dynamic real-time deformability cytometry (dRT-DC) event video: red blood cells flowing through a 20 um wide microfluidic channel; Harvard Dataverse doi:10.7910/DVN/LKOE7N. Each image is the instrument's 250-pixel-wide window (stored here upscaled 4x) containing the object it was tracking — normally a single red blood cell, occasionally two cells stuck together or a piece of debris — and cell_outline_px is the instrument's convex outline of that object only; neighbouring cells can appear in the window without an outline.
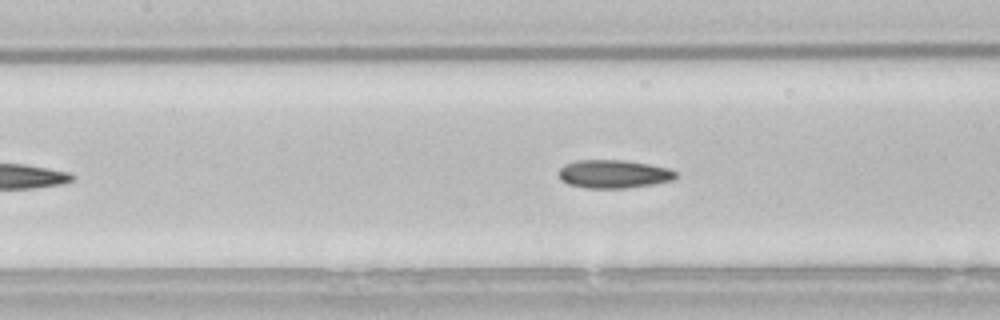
{"species": "common noctule bat (a hibernating species)", "species_latin": "Nyctalus noctula", "temperature_condition": "room temperature", "stored_images_in_passage": 11, "camera_frame_rate_fps": 3000, "um_per_image_px": 0.085, "animal": {"sex": "male", "body_mass_g": 21.5, "forearm_length_mm": 52.0}, "frame": {"image": 1, "passage_image": 10, "time_ms": 3.0, "image_size_px": [1000, 320], "cell_outline_px": [[676, 176], [672, 180], [652, 184], [628, 188], [584, 188], [568, 184], [560, 180], [560, 168], [564, 164], [576, 160], [624, 160], [648, 164], [668, 168], [676, 172]], "centroid_in_image_um": [52.13, 14.79], "position_along_channel_um": 155.3, "area_um2": 19.25}}